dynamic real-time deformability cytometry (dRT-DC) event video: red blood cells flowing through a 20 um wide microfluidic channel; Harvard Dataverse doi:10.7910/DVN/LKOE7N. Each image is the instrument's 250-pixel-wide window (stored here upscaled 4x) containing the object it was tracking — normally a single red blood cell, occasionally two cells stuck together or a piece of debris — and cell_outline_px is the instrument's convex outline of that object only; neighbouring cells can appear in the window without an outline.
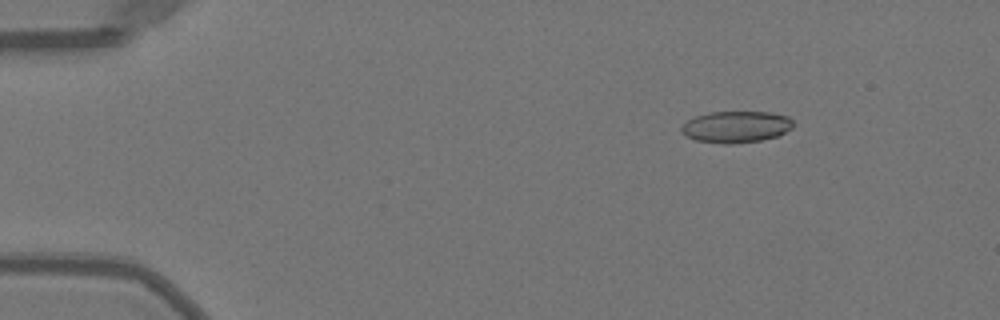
{"species": "Egyptian fruit bat (a non-hibernating species)", "species_latin": "Rousettus aegyptiacus", "temperature_condition": "warm", "stored_images_in_passage": 52, "camera_frame_rate_fps": 3000, "um_per_image_px": 0.085, "animal": {"sex": "female"}, "frame": {"image": 1, "passage_image": 8, "time_ms": 2.333, "image_size_px": [1000, 320], "cell_outline_px": [[792, 128], [780, 136], [760, 140], [732, 144], [724, 144], [696, 140], [684, 136], [680, 132], [680, 128], [688, 120], [696, 116], [708, 112], [772, 112], [788, 116], [792, 120]], "centroid_in_image_um": [62.56, 10.78], "position_along_channel_um": 22.4, "area_um2": 20.75}}
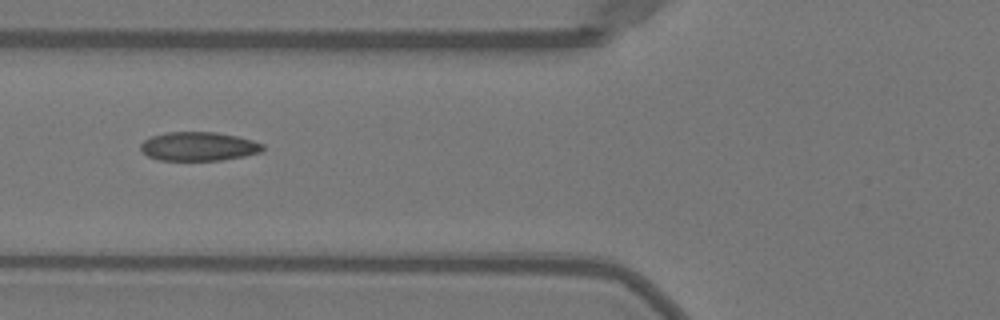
{"frame": {"image": 2, "passage_image": 21, "time_ms": 6.667, "image_size_px": [1000, 320], "cell_outline_px": [[264, 148], [260, 152], [244, 156], [220, 160], [160, 160], [148, 156], [140, 152], [140, 144], [144, 140], [152, 136], [164, 132], [216, 132], [236, 136], [252, 140], [264, 144]], "centroid_in_image_um": [16.85, 12.44], "position_along_channel_um": 109.0, "area_um2": 20.58}}
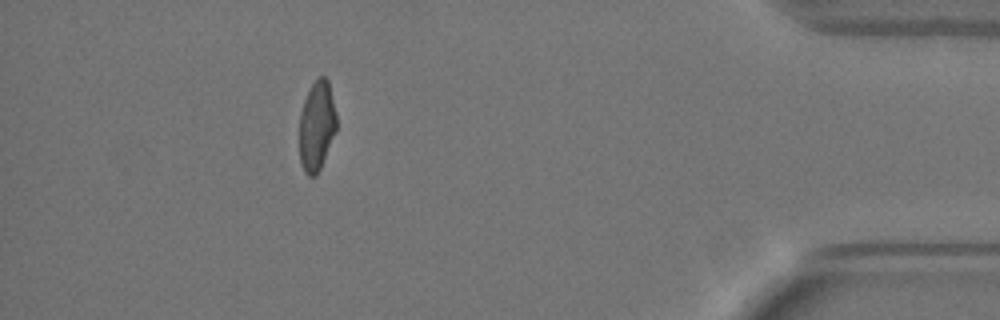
{"frame": {"image": 3, "passage_image": 47, "time_ms": 15.333, "image_size_px": [1000, 320], "cell_outline_px": [[336, 132], [320, 168], [316, 176], [308, 176], [304, 172], [300, 160], [300, 112], [304, 100], [312, 84], [320, 76], [324, 76], [328, 80], [336, 112]], "centroid_in_image_um": [26.93, 10.71], "position_along_channel_um": 408.3, "area_um2": 19.31}, "authors_computed_cell_mechanics": {"area_um2": 20.7791, "velocity_mm_per_s": 4.0196, "shape_relaxation_time_tau1_ms": null, "shape_relaxation_time_tau2_ms": 0.9833, "deformation_change_tau1": null, "deformation_change_tau2": 0.0704}}